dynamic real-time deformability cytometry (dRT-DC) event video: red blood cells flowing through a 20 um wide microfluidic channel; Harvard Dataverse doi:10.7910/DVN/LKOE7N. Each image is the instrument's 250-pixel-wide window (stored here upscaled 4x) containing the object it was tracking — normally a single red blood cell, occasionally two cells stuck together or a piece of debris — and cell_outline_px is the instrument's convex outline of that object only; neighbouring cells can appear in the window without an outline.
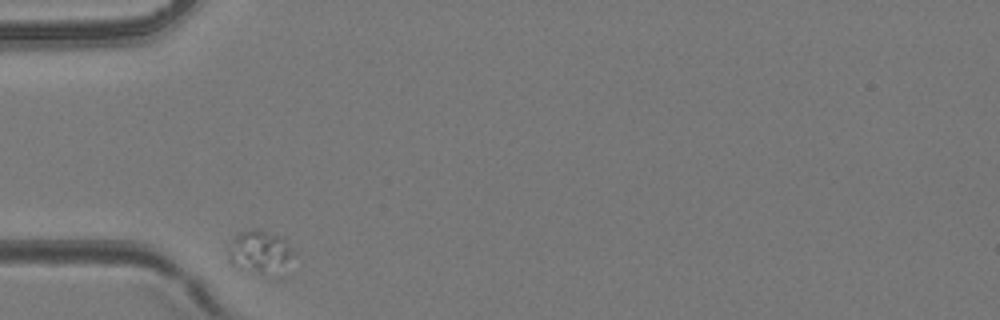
{"species": "common noctule bat (a hibernating species)", "species_latin": "Nyctalus noctula", "temperature_condition": "room temperature", "stored_images_in_passage": 3, "camera_frame_rate_fps": 3000, "um_per_image_px": 0.085, "animal": {"sex": "female", "body_mass_g": 24.6, "forearm_length_mm": 56.2}, "frame": {"image": 1, "passage_image": 1, "time_ms": 0.0, "image_size_px": [1000, 320], "cell_outline_px": [[292, 252], [284, 260], [260, 272], [256, 272], [240, 268], [232, 264], [228, 260], [228, 248], [232, 240], [240, 232], [252, 228], [260, 228], [284, 240]], "centroid_in_image_um": [21.86, 21.26], "position_along_channel_um": 63.1, "area_um2": 14.33}}
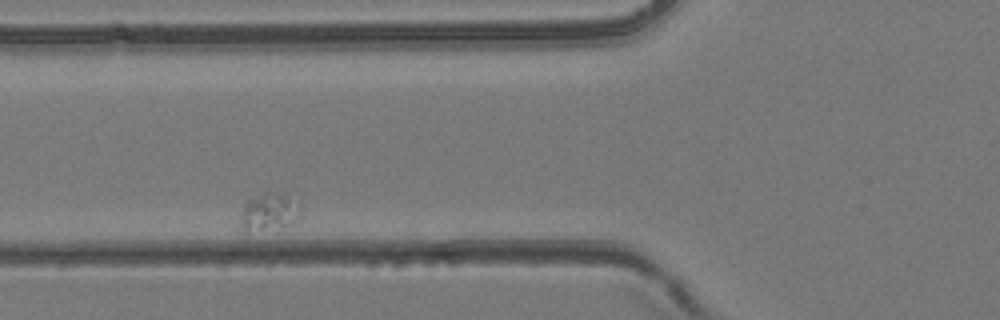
{"frame": {"image": 2, "passage_image": 2, "time_ms": 1.333, "image_size_px": [1000, 320], "cell_outline_px": [[300, 212], [280, 228], [244, 228], [244, 204], [248, 200], [264, 192], [272, 192], [288, 196], [300, 200]], "centroid_in_image_um": [22.96, 17.91], "position_along_channel_um": 102.8, "area_um2": 11.91}}